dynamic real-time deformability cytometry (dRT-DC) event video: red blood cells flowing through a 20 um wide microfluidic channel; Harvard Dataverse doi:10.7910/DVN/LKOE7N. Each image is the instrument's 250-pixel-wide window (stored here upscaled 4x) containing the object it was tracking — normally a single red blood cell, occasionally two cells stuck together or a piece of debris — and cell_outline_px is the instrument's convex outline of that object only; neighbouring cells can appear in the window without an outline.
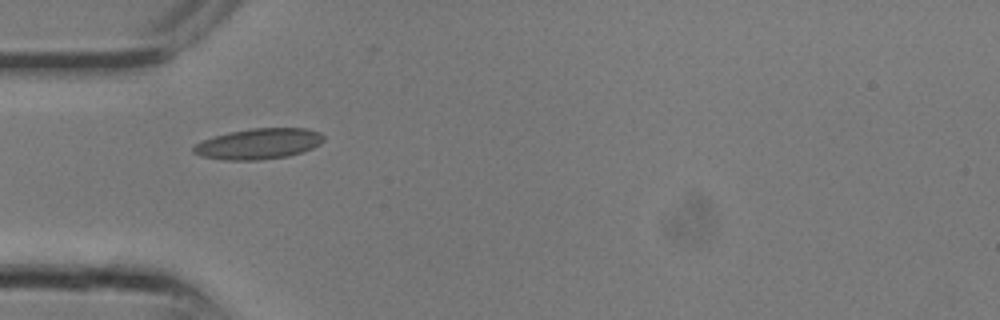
{"species": "common noctule bat (a hibernating species)", "species_latin": "Nyctalus noctula", "temperature_condition": "room temperature", "stored_images_in_passage": 4, "camera_frame_rate_fps": 3000, "um_per_image_px": 0.085, "animal": {"sex": "male", "body_mass_g": 13.3}, "frame": {"image": 1, "passage_image": 1, "time_ms": 0.0, "image_size_px": [1000, 320], "cell_outline_px": [[324, 140], [320, 144], [312, 148], [288, 156], [260, 160], [224, 160], [204, 156], [192, 152], [192, 148], [196, 144], [204, 140], [216, 136], [232, 132], [252, 128], [308, 128], [320, 132], [324, 136]], "centroid_in_image_um": [22.03, 12.22], "position_along_channel_um": 63.0, "area_um2": 23.06}}
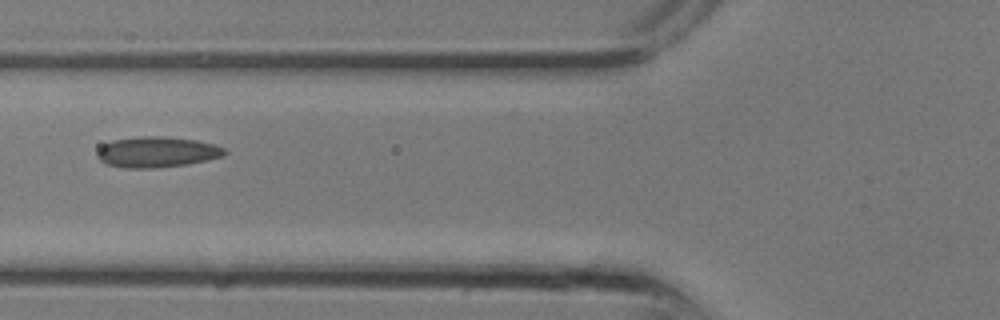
{"frame": {"image": 2, "passage_image": 3, "time_ms": 0.667, "image_size_px": [1000, 320], "cell_outline_px": [[228, 152], [224, 156], [208, 160], [188, 164], [156, 168], [124, 168], [108, 164], [100, 160], [96, 156], [96, 152], [104, 144], [112, 140], [140, 136], [160, 136], [196, 140], [212, 144], [224, 148]], "centroid_in_image_um": [13.34, 12.93], "position_along_channel_um": 112.5, "area_um2": 22.83}}